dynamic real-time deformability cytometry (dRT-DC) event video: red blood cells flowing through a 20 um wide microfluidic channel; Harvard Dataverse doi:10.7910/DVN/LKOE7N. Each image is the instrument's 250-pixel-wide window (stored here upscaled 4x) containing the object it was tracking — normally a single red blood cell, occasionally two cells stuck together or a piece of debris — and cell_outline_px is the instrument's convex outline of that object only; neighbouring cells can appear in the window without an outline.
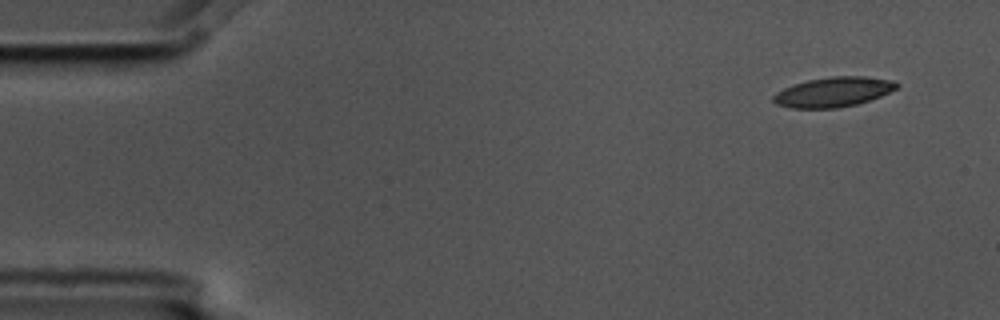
{"species": "common noctule bat (a hibernating species)", "species_latin": "Nyctalus noctula", "temperature_condition": "cold", "stored_images_in_passage": 6, "segment_of_instrument_passage": [2, 2], "camera_frame_rate_fps": 3000, "um_per_image_px": 0.085, "animal": {"sex": "male", "body_mass_g": 17.5, "forearm_length_mm": 52.3}, "frame": {"image": 1, "passage_image": 6, "time_ms": 1.667, "image_size_px": [1000, 320], "cell_outline_px": [[900, 84], [896, 88], [880, 96], [856, 104], [836, 108], [792, 108], [776, 104], [772, 100], [772, 96], [776, 92], [784, 88], [808, 80], [832, 76], [864, 76], [892, 80]], "centroid_in_image_um": [70.81, 7.82], "position_along_channel_um": 14.2, "area_um2": 21.21}}